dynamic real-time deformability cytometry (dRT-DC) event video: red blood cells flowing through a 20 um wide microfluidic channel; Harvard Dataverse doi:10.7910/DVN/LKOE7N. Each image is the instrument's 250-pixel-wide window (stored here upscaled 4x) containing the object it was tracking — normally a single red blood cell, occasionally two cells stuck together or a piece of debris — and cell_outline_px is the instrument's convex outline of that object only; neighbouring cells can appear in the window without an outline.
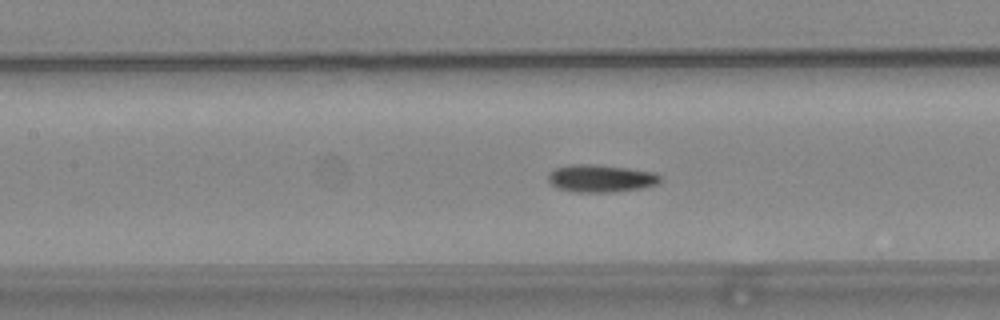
{"species": "common noctule bat (a hibernating species)", "species_latin": "Nyctalus noctula", "temperature_condition": "warm", "stored_images_in_passage": 56, "camera_frame_rate_fps": 3000, "um_per_image_px": 0.085, "animal": {"sex": "female", "body_mass_g": 24.6, "forearm_length_mm": 56.2}, "frame": {"image": 1, "passage_image": 25, "time_ms": 8.0, "image_size_px": [1000, 320], "cell_outline_px": [[660, 180], [656, 184], [640, 188], [612, 192], [576, 192], [556, 188], [548, 180], [548, 172], [552, 168], [568, 164], [596, 164], [628, 168], [656, 172], [660, 176]], "centroid_in_image_um": [51.01, 15.14], "position_along_channel_um": 156.4, "area_um2": 18.15}}
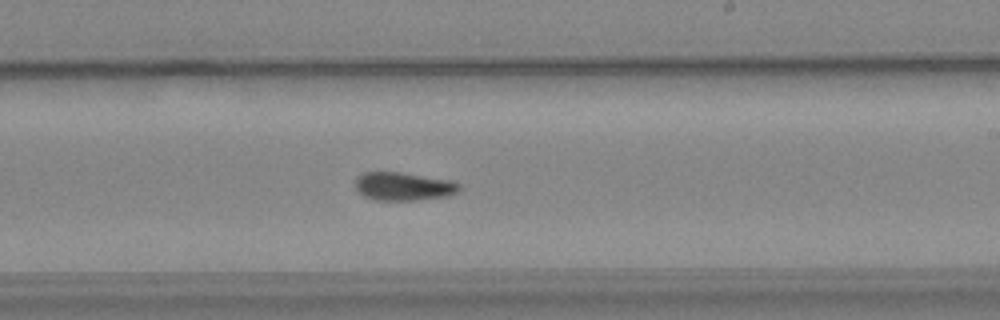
{"frame": {"image": 2, "passage_image": 33, "time_ms": 10.667, "image_size_px": [1000, 320], "cell_outline_px": [[460, 192], [448, 196], [416, 200], [376, 200], [364, 196], [356, 188], [356, 180], [364, 172], [400, 172], [452, 180], [460, 184]], "centroid_in_image_um": [34.36, 15.84], "position_along_channel_um": 254.6, "area_um2": 17.11}}
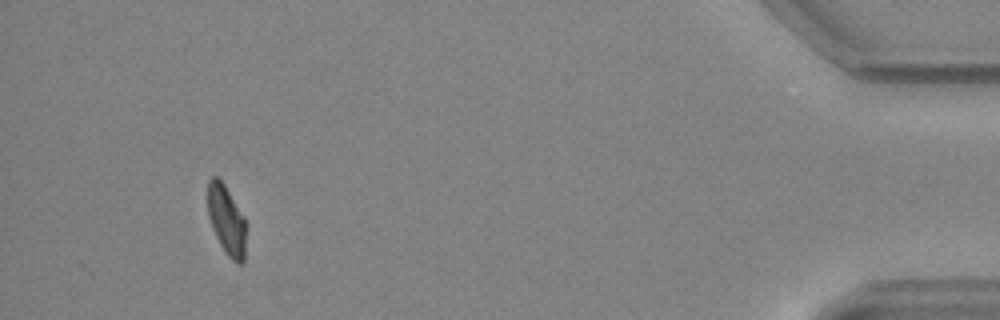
{"frame": {"image": 3, "passage_image": 52, "time_ms": 17.0, "image_size_px": [1000, 320], "cell_outline_px": [[244, 264], [236, 264], [228, 256], [220, 244], [212, 228], [208, 216], [208, 180], [212, 176], [216, 176], [224, 184], [244, 216]], "centroid_in_image_um": [19.23, 18.71], "position_along_channel_um": 416.0, "area_um2": 15.26}, "authors_computed_cell_mechanics": {"area_um2": 16.8487, "velocity_mm_per_s": 3.7098, "shape_relaxation_time_tau1_ms": null, "shape_relaxation_time_tau2_ms": 4.2444, "deformation_change_tau1": null, "deformation_change_tau2": 0.0795}}